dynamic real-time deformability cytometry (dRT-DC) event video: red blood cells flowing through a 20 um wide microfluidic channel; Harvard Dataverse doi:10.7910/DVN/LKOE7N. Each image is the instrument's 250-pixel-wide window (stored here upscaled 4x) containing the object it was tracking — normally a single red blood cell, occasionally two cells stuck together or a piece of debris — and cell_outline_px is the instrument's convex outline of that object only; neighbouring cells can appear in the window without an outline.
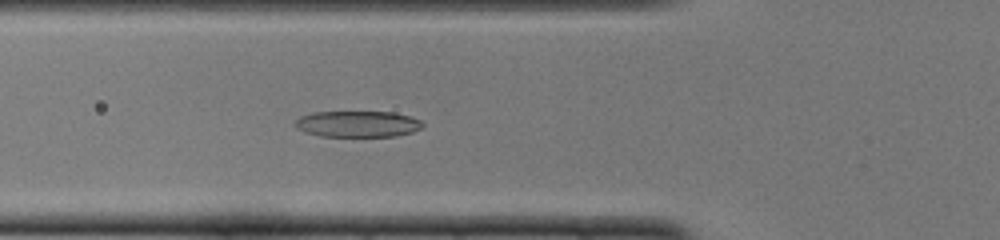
{"species": "common noctule bat (a hibernating species)", "species_latin": "Nyctalus noctula", "temperature_condition": "cold", "stored_images_in_passage": 41, "camera_frame_rate_fps": 3000, "um_per_image_px": 0.085, "animal": {"sex": "female", "body_mass_g": 22.0, "forearm_length_mm": 56.7}, "frame": {"image": 1, "passage_image": 9, "time_ms": 2.667, "image_size_px": [1000, 240], "cell_outline_px": [[424, 128], [412, 132], [396, 136], [320, 136], [304, 132], [296, 128], [292, 124], [300, 116], [312, 112], [392, 112], [412, 116], [420, 120], [424, 124]], "centroid_in_image_um": [30.4, 10.54], "position_along_channel_um": 95.4, "area_um2": 19.71}}
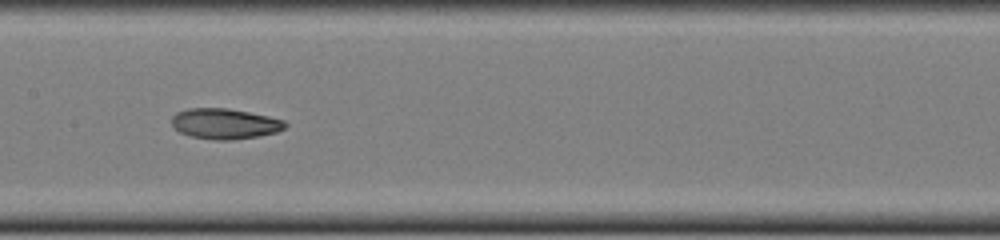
{"frame": {"image": 2, "passage_image": 16, "time_ms": 5.0, "image_size_px": [1000, 240], "cell_outline_px": [[288, 124], [284, 128], [276, 132], [260, 136], [232, 140], [216, 140], [192, 136], [180, 132], [172, 124], [172, 116], [176, 112], [188, 108], [228, 108], [268, 116], [284, 120]], "centroid_in_image_um": [19.12, 10.51], "position_along_channel_um": 188.3, "area_um2": 20.11}}
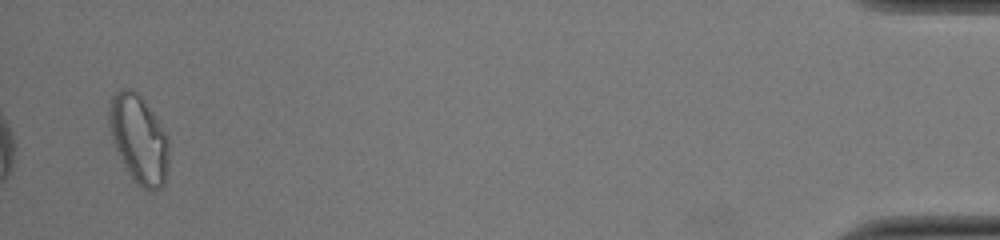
{"frame": {"image": 3, "passage_image": 40, "time_ms": 13.0, "image_size_px": [1000, 240], "cell_outline_px": [[168, 164], [164, 184], [160, 188], [152, 192], [148, 192], [136, 184], [132, 180], [112, 144], [108, 128], [108, 108], [112, 96], [120, 88], [132, 88], [144, 100], [168, 136]], "centroid_in_image_um": [11.76, 11.84], "position_along_channel_um": 423.4, "area_um2": 31.33}, "authors_computed_cell_mechanics": {"area_um2": 20.4612, "velocity_mm_per_s": 3.9881, "shape_relaxation_time_tau1_ms": 5.8975, "shape_relaxation_time_tau2_ms": 2.6249, "deformation_change_tau1": 0.2223, "deformation_change_tau2": 0.0855}}